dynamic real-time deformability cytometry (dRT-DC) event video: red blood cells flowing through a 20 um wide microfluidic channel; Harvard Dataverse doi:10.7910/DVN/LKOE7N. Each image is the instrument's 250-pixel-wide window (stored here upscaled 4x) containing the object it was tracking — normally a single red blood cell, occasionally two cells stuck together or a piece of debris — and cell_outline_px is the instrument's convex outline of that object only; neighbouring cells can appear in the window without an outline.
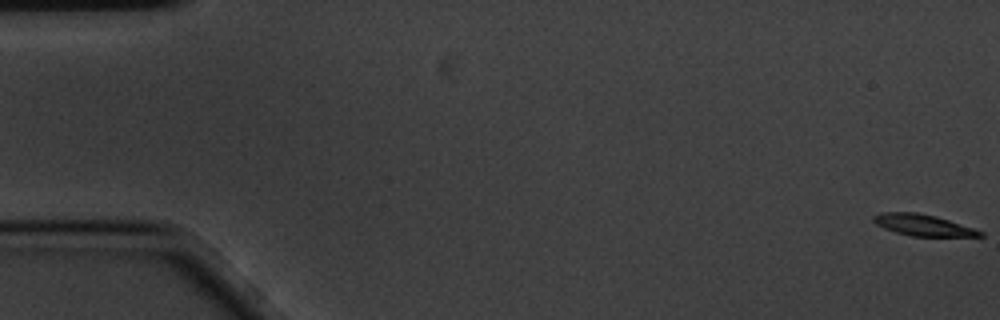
{"species": "common noctule bat (a hibernating species)", "species_latin": "Nyctalus noctula", "temperature_condition": "cold", "stored_images_in_passage": 7, "camera_frame_rate_fps": 3000, "um_per_image_px": 0.085, "animal": {"sex": "male", "body_mass_g": 20.1, "forearm_length_mm": 53.5}, "frame": {"image": 1, "passage_image": 1, "time_ms": 0.0, "image_size_px": [1000, 320], "cell_outline_px": [[984, 236], [912, 236], [896, 232], [884, 228], [876, 224], [872, 220], [872, 216], [880, 212], [916, 212], [936, 216], [984, 232]], "centroid_in_image_um": [78.4, 19.12], "position_along_channel_um": 6.6, "area_um2": 13.12}}
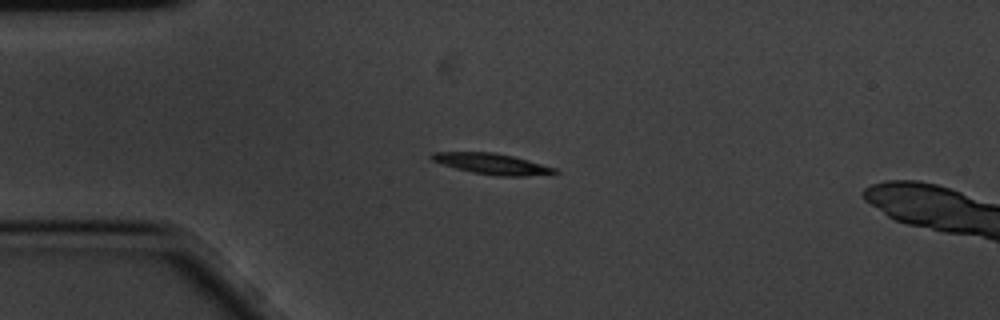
{"frame": {"image": 2, "passage_image": 5, "time_ms": 1.333, "image_size_px": [1000, 320], "cell_outline_px": [[560, 172], [524, 176], [500, 176], [472, 172], [456, 168], [432, 160], [428, 156], [432, 152], [492, 152], [512, 156], [528, 160], [556, 168]], "centroid_in_image_um": [41.8, 13.92], "position_along_channel_um": 43.2, "area_um2": 14.68}}
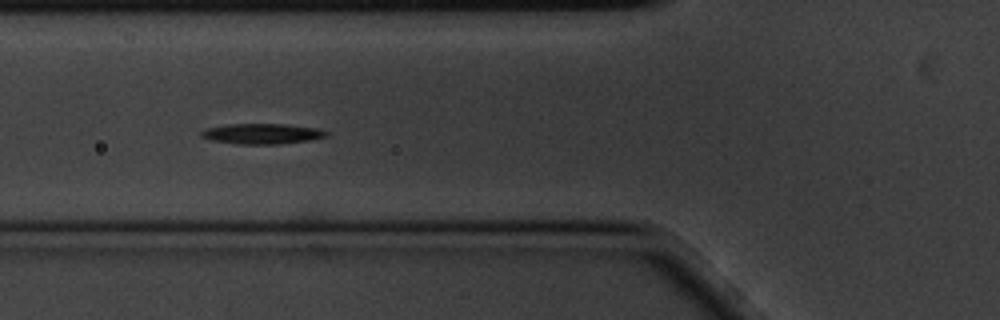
{"frame": {"image": 3, "passage_image": 7, "time_ms": 2.0, "image_size_px": [1000, 320], "cell_outline_px": [[328, 132], [324, 136], [308, 140], [276, 144], [236, 144], [212, 140], [200, 136], [200, 132], [208, 128], [228, 124], [284, 124], [316, 128]], "centroid_in_image_um": [22.21, 11.36], "position_along_channel_um": 103.6, "area_um2": 14.57}}